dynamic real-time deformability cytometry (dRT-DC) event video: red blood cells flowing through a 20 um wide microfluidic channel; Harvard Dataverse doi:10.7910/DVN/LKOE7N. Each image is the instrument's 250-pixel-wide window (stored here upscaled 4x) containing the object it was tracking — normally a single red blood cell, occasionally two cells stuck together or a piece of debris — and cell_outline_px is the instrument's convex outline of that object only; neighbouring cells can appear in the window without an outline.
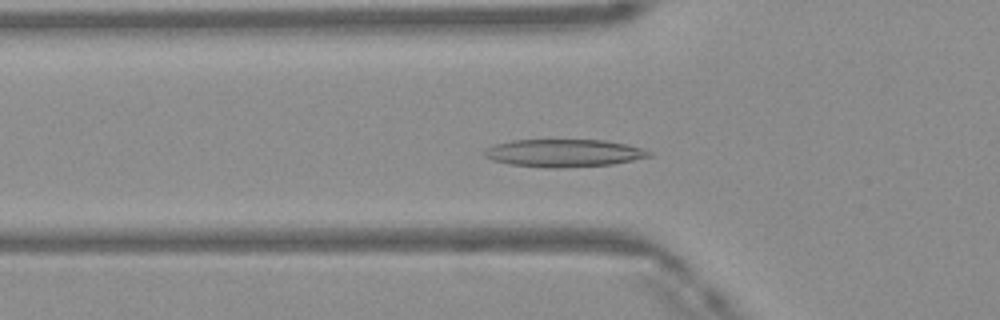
{"species": "Egyptian fruit bat (a non-hibernating species)", "species_latin": "Rousettus aegyptiacus", "temperature_condition": "warm", "stored_images_in_passage": 47, "camera_frame_rate_fps": 3000, "um_per_image_px": 0.085, "frame": {"image": 1, "passage_image": 14, "time_ms": 4.333, "image_size_px": [1000, 320], "cell_outline_px": [[652, 156], [612, 164], [560, 168], [548, 168], [508, 164], [492, 160], [484, 156], [484, 152], [488, 148], [496, 144], [512, 140], [604, 140], [624, 144], [640, 148], [652, 152]], "centroid_in_image_um": [47.91, 13.01], "position_along_channel_um": 77.9, "area_um2": 26.36}}
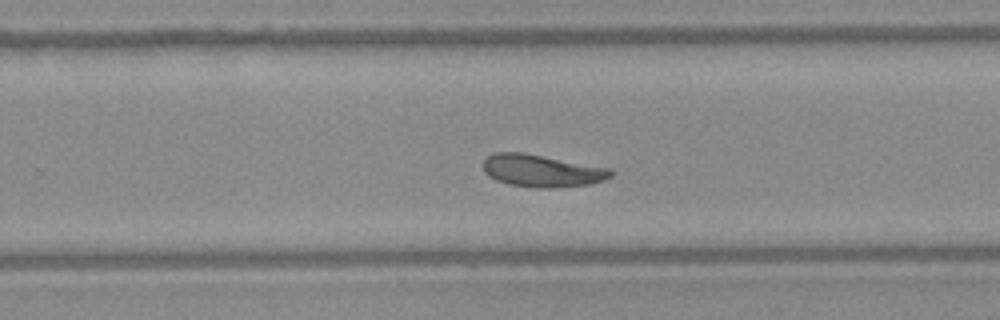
{"frame": {"image": 2, "passage_image": 29, "time_ms": 9.333, "image_size_px": [1000, 320], "cell_outline_px": [[612, 176], [604, 180], [588, 184], [556, 188], [532, 188], [508, 184], [496, 180], [488, 176], [484, 172], [484, 160], [488, 156], [496, 152], [520, 152], [608, 168], [612, 172]], "centroid_in_image_um": [46.01, 14.53], "position_along_channel_um": 283.8, "area_um2": 23.81}}
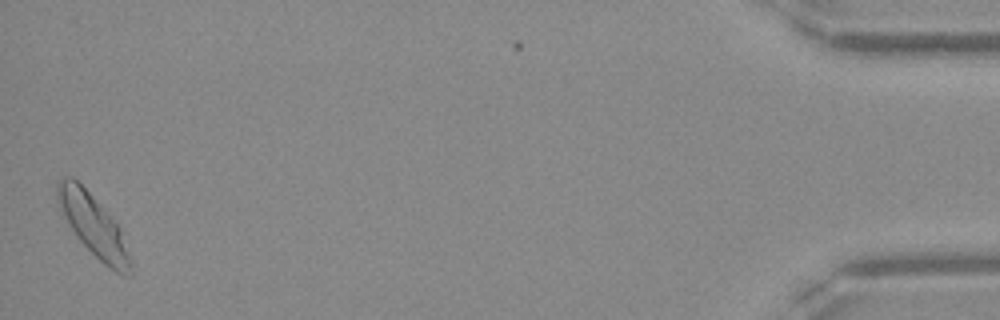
{"frame": {"image": 3, "passage_image": 46, "time_ms": 15.0, "image_size_px": [1000, 320], "cell_outline_px": [[132, 276], [124, 276], [116, 272], [104, 264], [76, 236], [68, 224], [56, 200], [56, 184], [64, 176], [72, 176], [92, 196], [120, 228], [132, 260]], "centroid_in_image_um": [7.95, 19.19], "position_along_channel_um": 427.3, "area_um2": 25.78}, "authors_computed_cell_mechanics": {"area_um2": 23.987, "velocity_mm_per_s": 4.1125, "shape_relaxation_time_tau1_ms": 7.301, "shape_relaxation_time_tau2_ms": 5.0257, "deformation_change_tau1": 0.1884, "deformation_change_tau2": 0.1204}}